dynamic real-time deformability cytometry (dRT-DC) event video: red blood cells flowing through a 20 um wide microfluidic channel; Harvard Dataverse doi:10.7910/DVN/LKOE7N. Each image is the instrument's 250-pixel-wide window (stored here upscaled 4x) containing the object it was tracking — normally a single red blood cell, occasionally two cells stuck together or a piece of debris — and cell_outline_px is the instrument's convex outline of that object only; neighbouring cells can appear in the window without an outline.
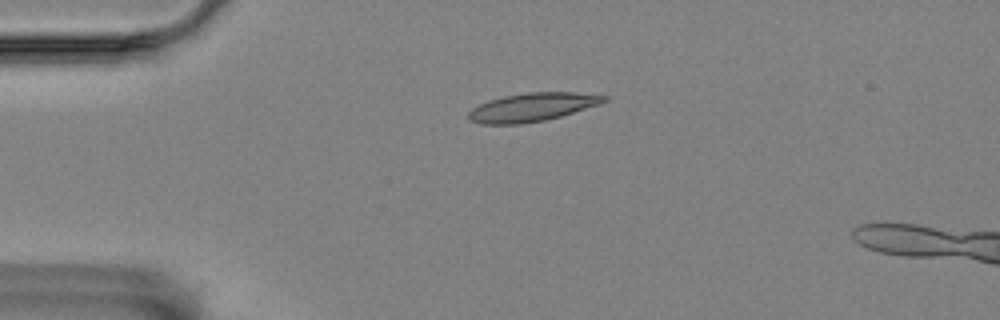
{"species": "Egyptian fruit bat (a non-hibernating species)", "species_latin": "Rousettus aegyptiacus", "temperature_condition": "room temperature", "stored_images_in_passage": 4, "camera_frame_rate_fps": 3000, "um_per_image_px": 0.085, "animal": {"sex": "female"}, "frame": {"image": 1, "passage_image": 2, "time_ms": 0.333, "image_size_px": [1000, 320], "cell_outline_px": [[608, 100], [600, 104], [560, 116], [544, 120], [520, 124], [480, 124], [468, 120], [468, 112], [472, 108], [488, 100], [504, 96], [528, 92], [576, 92], [608, 96]], "centroid_in_image_um": [45.22, 9.11], "position_along_channel_um": 39.8, "area_um2": 22.43}}
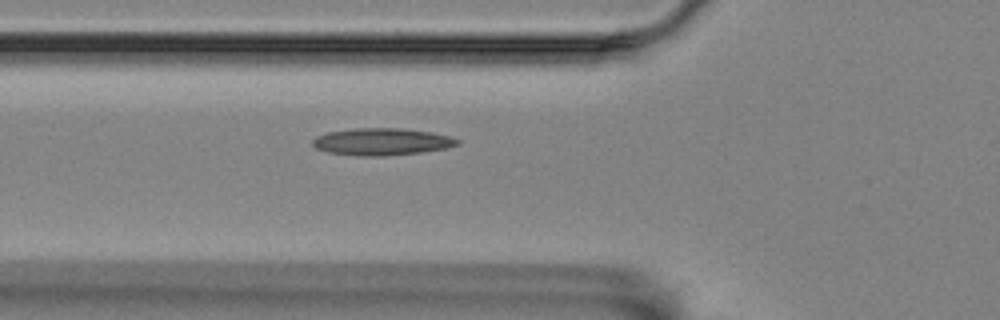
{"frame": {"image": 2, "passage_image": 4, "time_ms": 1.0, "image_size_px": [1000, 320], "cell_outline_px": [[460, 144], [444, 148], [420, 152], [380, 156], [360, 156], [328, 152], [316, 148], [312, 144], [312, 140], [316, 136], [328, 132], [356, 128], [404, 128], [432, 132], [452, 136], [460, 140]], "centroid_in_image_um": [32.47, 12.03], "position_along_channel_um": 93.3, "area_um2": 22.83}}